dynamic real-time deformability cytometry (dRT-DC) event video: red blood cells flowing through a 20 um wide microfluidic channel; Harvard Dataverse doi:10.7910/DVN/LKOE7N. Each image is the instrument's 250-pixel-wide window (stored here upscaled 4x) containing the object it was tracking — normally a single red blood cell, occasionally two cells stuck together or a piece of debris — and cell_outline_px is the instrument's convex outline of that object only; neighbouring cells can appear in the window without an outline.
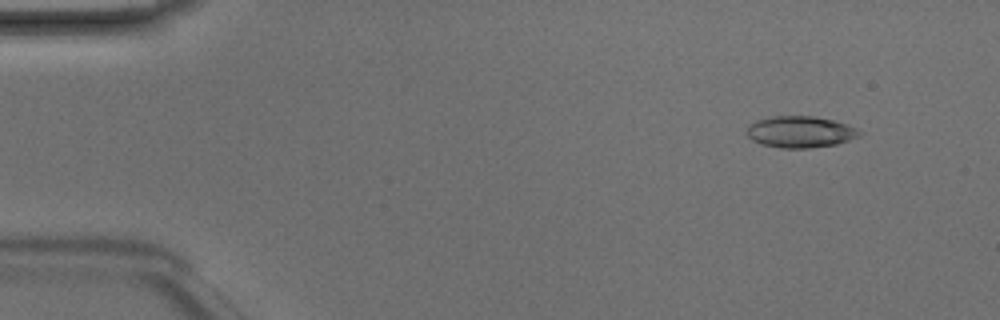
{"species": "Egyptian fruit bat (a non-hibernating species)", "species_latin": "Rousettus aegyptiacus", "temperature_condition": "room temperature", "stored_images_in_passage": 48, "camera_frame_rate_fps": 3000, "um_per_image_px": 0.085, "animal": {"sex": "male"}, "frame": {"image": 1, "passage_image": 5, "time_ms": 1.333, "image_size_px": [1000, 320], "cell_outline_px": [[864, 132], [860, 136], [836, 144], [808, 148], [780, 148], [760, 144], [752, 140], [748, 136], [748, 124], [756, 120], [768, 116], [812, 116], [832, 120], [856, 128]], "centroid_in_image_um": [68.0, 11.21], "position_along_channel_um": 17.0, "area_um2": 20.69}}
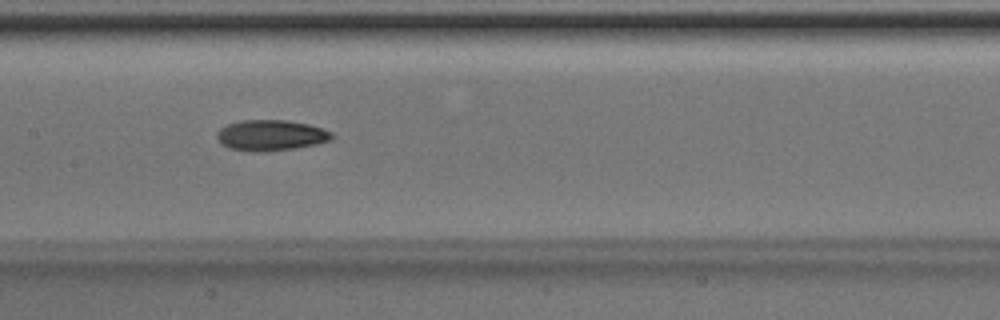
{"frame": {"image": 2, "passage_image": 24, "time_ms": 7.667, "image_size_px": [1000, 320], "cell_outline_px": [[332, 140], [316, 144], [268, 152], [252, 152], [228, 148], [216, 136], [216, 132], [220, 128], [228, 124], [240, 120], [284, 120], [308, 124], [332, 132]], "centroid_in_image_um": [23.0, 11.5], "position_along_channel_um": 184.4, "area_um2": 20.52}}
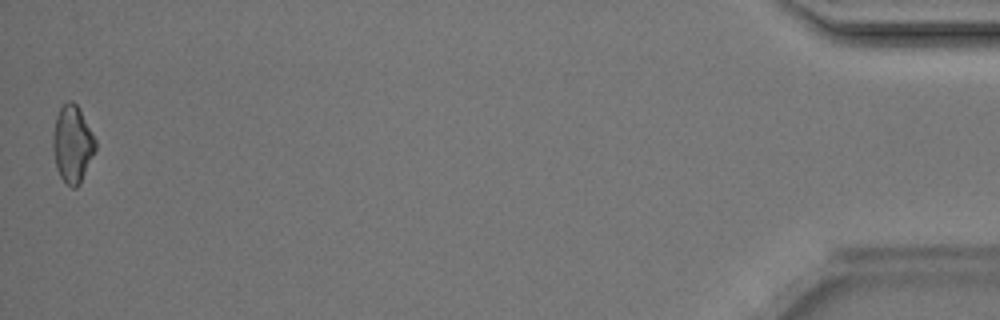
{"frame": {"image": 3, "passage_image": 48, "time_ms": 15.667, "image_size_px": [1000, 320], "cell_outline_px": [[96, 148], [80, 184], [76, 188], [72, 188], [60, 176], [56, 168], [52, 148], [52, 136], [56, 116], [60, 108], [68, 100], [72, 100], [80, 108], [96, 140]], "centroid_in_image_um": [6.15, 12.23], "position_along_channel_um": 429.1, "area_um2": 19.19}, "authors_computed_cell_mechanics": {"area_um2": 19.941, "velocity_mm_per_s": 4.227, "shape_relaxation_time_tau1_ms": 7.9412, "shape_relaxation_time_tau2_ms": null, "deformation_change_tau1": 0.1682, "deformation_change_tau2": null}}